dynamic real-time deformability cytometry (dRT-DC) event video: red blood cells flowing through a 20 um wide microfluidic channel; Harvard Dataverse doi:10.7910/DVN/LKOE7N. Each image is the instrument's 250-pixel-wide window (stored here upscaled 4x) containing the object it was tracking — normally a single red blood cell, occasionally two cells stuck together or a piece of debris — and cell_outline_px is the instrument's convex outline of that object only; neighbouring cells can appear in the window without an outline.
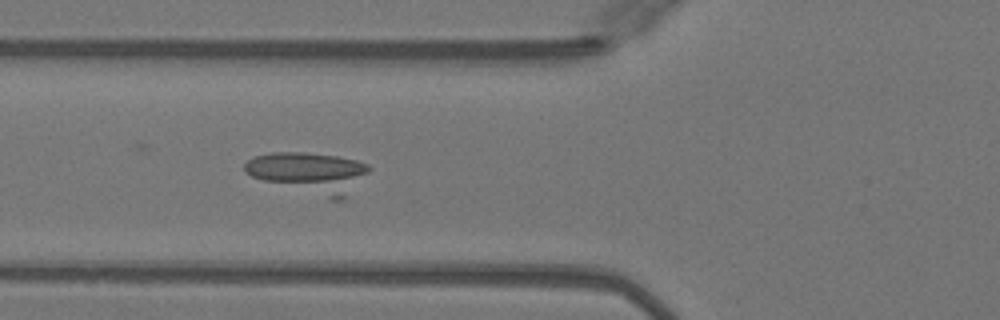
{"species": "Egyptian fruit bat (a non-hibernating species)", "species_latin": "Rousettus aegyptiacus", "temperature_condition": "warm", "stored_images_in_passage": 35, "camera_frame_rate_fps": 3000, "um_per_image_px": 0.085, "animal": {"sex": "female"}, "frame": {"image": 1, "passage_image": 19, "time_ms": 6.0, "image_size_px": [1000, 320], "cell_outline_px": [[372, 168], [344, 200], [332, 200], [264, 180], [252, 176], [244, 172], [244, 164], [248, 160], [256, 156], [272, 152], [304, 152], [336, 156], [356, 160], [368, 164]], "centroid_in_image_um": [26.32, 14.67], "position_along_channel_um": 99.5, "area_um2": 29.36}}
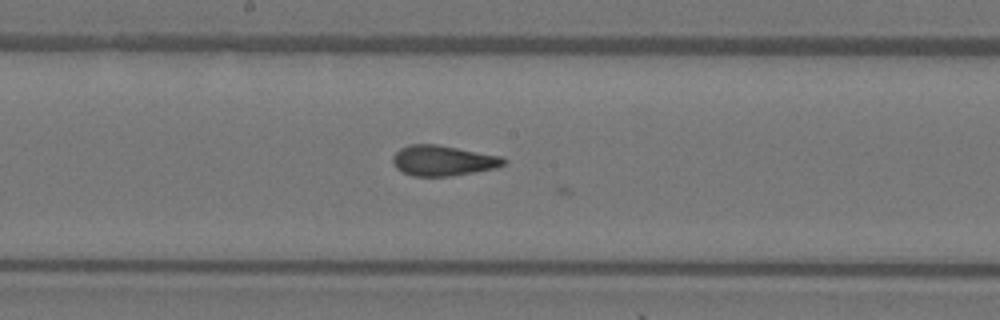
{"frame": {"image": 2, "passage_image": 27, "time_ms": 8.667, "image_size_px": [1000, 320], "cell_outline_px": [[508, 160], [504, 164], [496, 168], [448, 176], [412, 176], [396, 168], [392, 160], [392, 156], [400, 148], [408, 144], [436, 144], [500, 156]], "centroid_in_image_um": [37.62, 13.64], "position_along_channel_um": 210.6, "area_um2": 19.48}}